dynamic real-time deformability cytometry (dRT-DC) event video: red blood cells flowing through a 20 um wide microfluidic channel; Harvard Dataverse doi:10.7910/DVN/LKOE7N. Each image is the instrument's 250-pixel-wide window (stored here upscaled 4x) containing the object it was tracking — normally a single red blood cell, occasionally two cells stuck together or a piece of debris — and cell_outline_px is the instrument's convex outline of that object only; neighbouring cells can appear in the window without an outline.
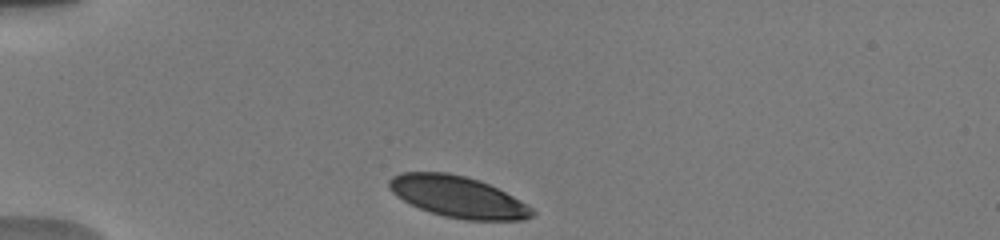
{"species": "human", "species_latin": "Homo sapiens", "temperature_condition": "warm", "stored_images_in_passage": 4, "camera_frame_rate_fps": 3000, "um_per_image_px": 0.085, "donor": {"sex": "male"}, "frame": {"image": 1, "passage_image": 1, "time_ms": 0.0, "image_size_px": [1000, 240], "cell_outline_px": [[536, 212], [532, 216], [524, 220], [464, 220], [444, 216], [420, 208], [396, 196], [388, 188], [388, 180], [392, 176], [400, 172], [448, 172], [480, 180], [528, 204]], "centroid_in_image_um": [38.92, 16.72], "position_along_channel_um": 46.1, "area_um2": 34.39}}
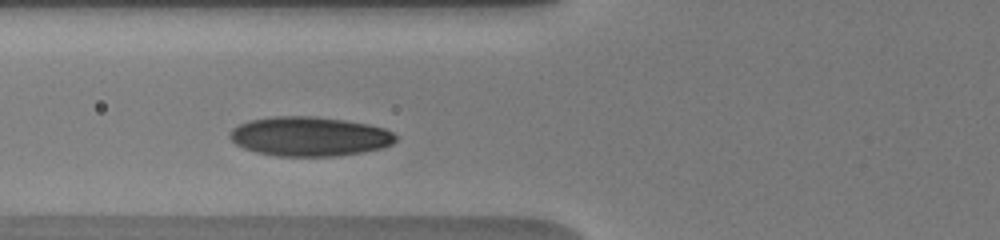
{"frame": {"image": 2, "passage_image": 3, "time_ms": 2.333, "image_size_px": [1000, 240], "cell_outline_px": [[396, 140], [392, 144], [384, 148], [364, 152], [336, 156], [276, 156], [256, 152], [244, 148], [236, 144], [228, 136], [232, 128], [248, 120], [276, 116], [312, 116], [344, 120], [368, 124], [384, 128], [392, 132], [396, 136]], "centroid_in_image_um": [26.31, 11.6], "position_along_channel_um": 99.5, "area_um2": 38.21}}